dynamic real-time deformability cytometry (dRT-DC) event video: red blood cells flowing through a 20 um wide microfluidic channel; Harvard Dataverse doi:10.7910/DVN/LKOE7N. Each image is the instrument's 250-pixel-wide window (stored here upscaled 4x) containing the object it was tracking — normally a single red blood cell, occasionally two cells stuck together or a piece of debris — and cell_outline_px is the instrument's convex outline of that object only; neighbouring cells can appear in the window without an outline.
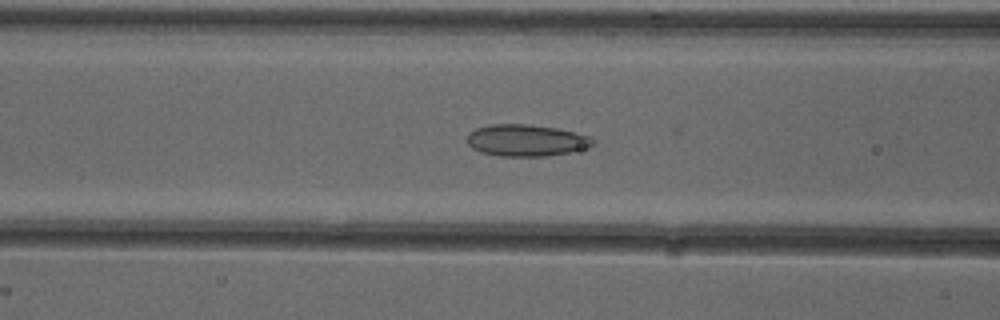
{"species": "common noctule bat (a hibernating species)", "species_latin": "Nyctalus noctula", "temperature_condition": "cold", "stored_images_in_passage": 41, "camera_frame_rate_fps": 3000, "um_per_image_px": 0.085, "animal": {"sex": "female"}, "frame": {"image": 1, "passage_image": 22, "time_ms": 7.0, "image_size_px": [1000, 320], "cell_outline_px": [[596, 144], [588, 148], [572, 152], [544, 156], [500, 156], [480, 152], [472, 148], [468, 144], [468, 136], [476, 128], [492, 124], [528, 124], [556, 128], [588, 136], [596, 140]], "centroid_in_image_um": [44.77, 11.94], "position_along_channel_um": 121.8, "area_um2": 23.24}}
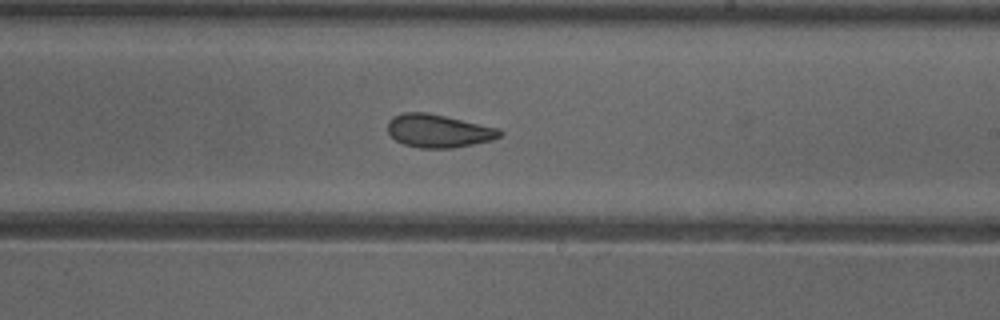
{"frame": {"image": 2, "passage_image": 32, "time_ms": 10.333, "image_size_px": [1000, 320], "cell_outline_px": [[504, 132], [500, 136], [492, 140], [452, 148], [420, 148], [404, 144], [396, 140], [388, 132], [388, 120], [392, 116], [404, 112], [428, 112], [500, 128]], "centroid_in_image_um": [37.27, 11.11], "position_along_channel_um": 251.7, "area_um2": 21.73}}
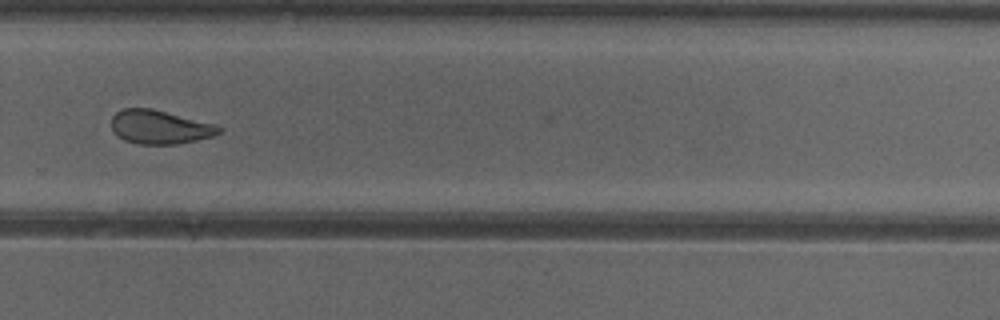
{"frame": {"image": 3, "passage_image": 37, "time_ms": 12.0, "image_size_px": [1000, 320], "cell_outline_px": [[224, 128], [220, 132], [212, 136], [196, 140], [176, 144], [140, 144], [124, 140], [116, 136], [112, 128], [112, 116], [116, 112], [124, 108], [152, 108], [216, 124]], "centroid_in_image_um": [13.58, 10.79], "position_along_channel_um": 316.2, "area_um2": 21.21}}